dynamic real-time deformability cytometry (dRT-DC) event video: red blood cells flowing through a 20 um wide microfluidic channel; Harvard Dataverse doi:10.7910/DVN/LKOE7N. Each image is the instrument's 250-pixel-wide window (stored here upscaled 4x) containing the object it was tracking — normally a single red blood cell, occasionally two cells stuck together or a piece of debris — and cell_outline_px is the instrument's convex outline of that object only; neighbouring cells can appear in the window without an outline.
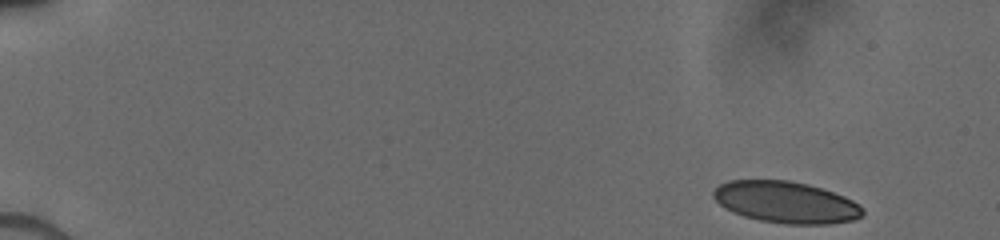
{"species": "human", "species_latin": "Homo sapiens", "temperature_condition": "cold", "stored_images_in_passage": 20, "camera_frame_rate_fps": 3000, "um_per_image_px": 0.085, "donor": {"sex": "male"}, "frame": {"image": 1, "passage_image": 1, "time_ms": 0.0, "image_size_px": [1000, 240], "cell_outline_px": [[864, 216], [852, 220], [828, 224], [784, 224], [760, 220], [744, 216], [732, 212], [724, 208], [712, 196], [712, 192], [720, 184], [728, 180], [788, 180], [808, 184], [844, 196], [860, 204], [864, 208]], "centroid_in_image_um": [66.81, 17.19], "position_along_channel_um": 18.2, "area_um2": 36.3}}
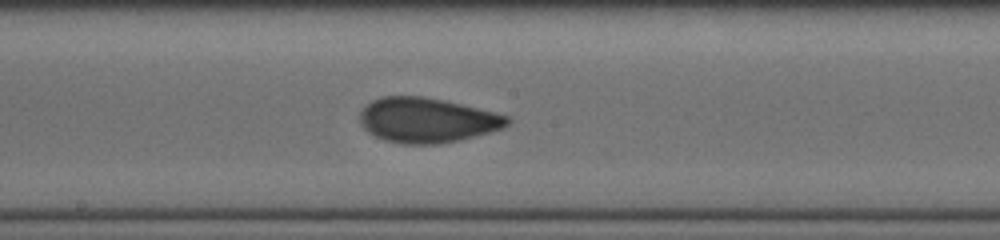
{"frame": {"image": 2, "passage_image": 12, "time_ms": 8.333, "image_size_px": [1000, 240], "cell_outline_px": [[512, 120], [504, 128], [460, 140], [436, 144], [400, 144], [384, 140], [368, 132], [360, 124], [360, 112], [372, 100], [380, 96], [420, 96], [444, 100], [496, 112], [508, 116]], "centroid_in_image_um": [36.3, 10.21], "position_along_channel_um": 211.9, "area_um2": 38.67}}
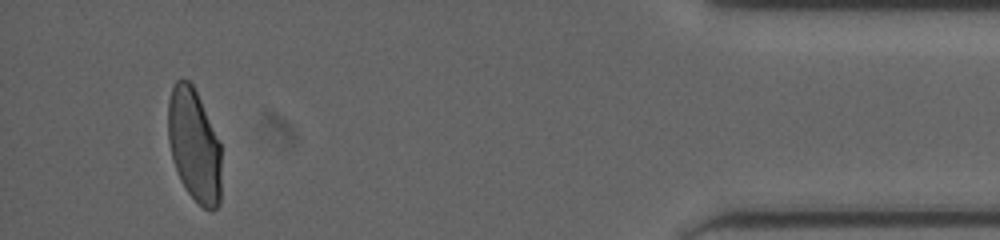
{"frame": {"image": 3, "passage_image": 20, "time_ms": 14.667, "image_size_px": [1000, 240], "cell_outline_px": [[220, 204], [212, 212], [204, 208], [188, 192], [180, 180], [172, 160], [168, 140], [168, 100], [172, 88], [176, 80], [188, 80], [192, 84], [200, 100], [220, 144]], "centroid_in_image_um": [16.49, 12.37], "position_along_channel_um": 418.7, "area_um2": 34.8}}